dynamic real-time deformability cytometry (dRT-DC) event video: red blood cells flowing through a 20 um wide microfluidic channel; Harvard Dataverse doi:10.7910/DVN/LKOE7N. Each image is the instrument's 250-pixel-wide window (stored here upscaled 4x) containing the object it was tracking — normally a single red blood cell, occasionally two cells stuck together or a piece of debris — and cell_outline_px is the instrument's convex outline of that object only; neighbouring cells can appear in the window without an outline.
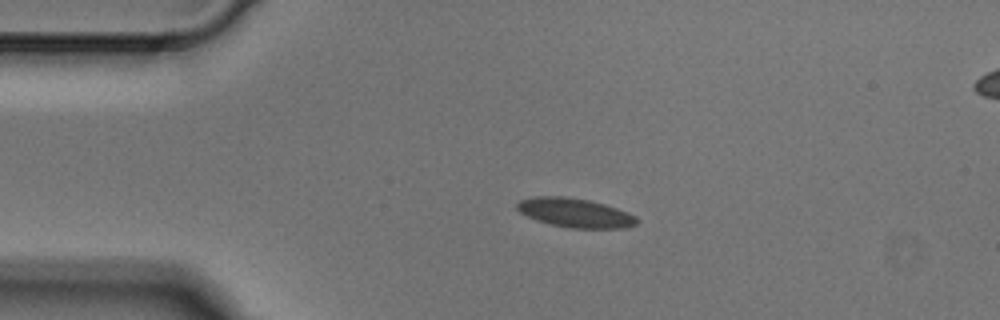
{"species": "Egyptian fruit bat (a non-hibernating species)", "species_latin": "Rousettus aegyptiacus", "temperature_condition": "cold", "stored_images_in_passage": 3, "segment_of_instrument_passage": [1, 2], "camera_frame_rate_fps": 3000, "um_per_image_px": 0.085, "animal": {"sex": "male"}, "frame": {"image": 1, "passage_image": 1, "time_ms": 0.0, "image_size_px": [1000, 320], "cell_outline_px": [[640, 220], [636, 224], [624, 228], [568, 228], [536, 220], [520, 212], [516, 208], [516, 204], [520, 200], [536, 196], [564, 196], [588, 200], [604, 204], [628, 212], [636, 216]], "centroid_in_image_um": [48.89, 18.09], "position_along_channel_um": 36.1, "area_um2": 20.29}}